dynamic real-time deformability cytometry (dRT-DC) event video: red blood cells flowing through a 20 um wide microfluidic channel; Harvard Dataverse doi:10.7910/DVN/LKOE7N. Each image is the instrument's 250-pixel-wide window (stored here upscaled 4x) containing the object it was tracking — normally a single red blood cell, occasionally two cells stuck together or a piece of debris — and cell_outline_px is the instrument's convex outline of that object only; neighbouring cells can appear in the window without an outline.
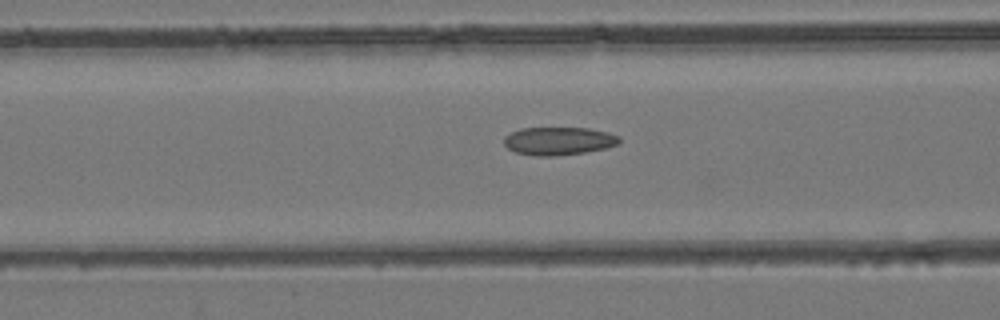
{"species": "common noctule bat (a hibernating species)", "species_latin": "Nyctalus noctula", "temperature_condition": "room temperature", "stored_images_in_passage": 49, "camera_frame_rate_fps": 3000, "um_per_image_px": 0.085, "animal": {"sex": "female", "body_mass_g": 24.6, "forearm_length_mm": 56.2}, "frame": {"image": 1, "passage_image": 20, "time_ms": 6.333, "image_size_px": [1000, 320], "cell_outline_px": [[620, 140], [616, 144], [604, 148], [584, 152], [556, 156], [536, 156], [516, 152], [508, 148], [504, 144], [504, 136], [520, 128], [588, 128], [608, 132], [620, 136]], "centroid_in_image_um": [47.46, 11.98], "position_along_channel_um": 119.1, "area_um2": 18.73}}
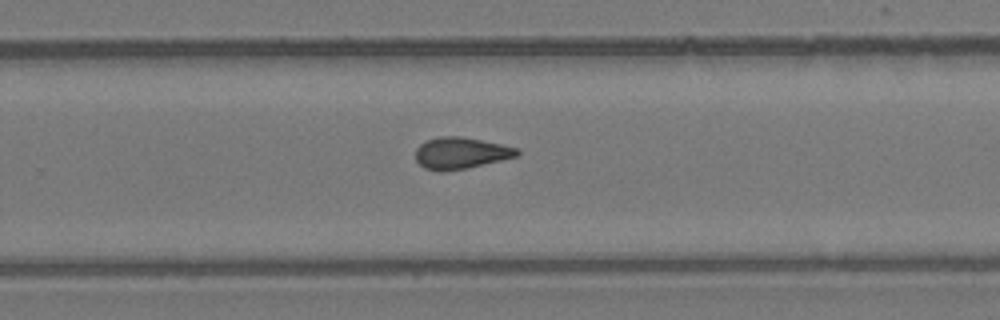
{"frame": {"image": 2, "passage_image": 32, "time_ms": 10.333, "image_size_px": [1000, 320], "cell_outline_px": [[520, 152], [516, 156], [468, 168], [444, 172], [440, 172], [424, 168], [416, 160], [416, 148], [420, 144], [428, 140], [440, 136], [460, 136], [500, 144], [516, 148]], "centroid_in_image_um": [39.12, 13.02], "position_along_channel_um": 290.7, "area_um2": 18.5}}
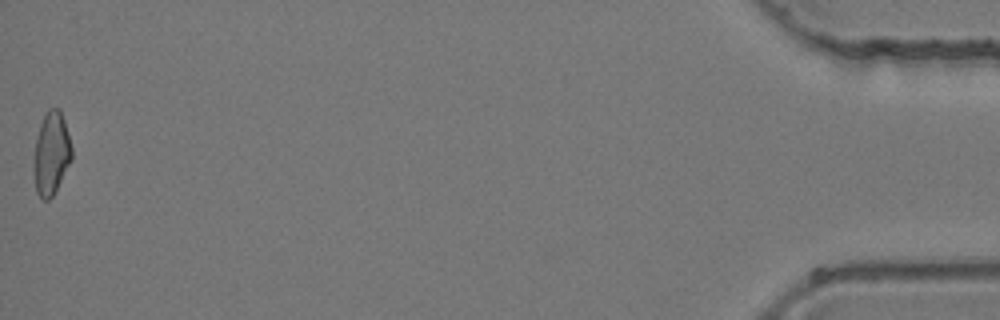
{"frame": {"image": 3, "passage_image": 49, "time_ms": 16.0, "image_size_px": [1000, 320], "cell_outline_px": [[72, 160], [52, 196], [48, 200], [40, 200], [36, 192], [36, 140], [40, 124], [48, 108], [60, 108], [64, 120], [72, 148]], "centroid_in_image_um": [4.4, 13.02], "position_along_channel_um": 430.8, "area_um2": 17.74}}